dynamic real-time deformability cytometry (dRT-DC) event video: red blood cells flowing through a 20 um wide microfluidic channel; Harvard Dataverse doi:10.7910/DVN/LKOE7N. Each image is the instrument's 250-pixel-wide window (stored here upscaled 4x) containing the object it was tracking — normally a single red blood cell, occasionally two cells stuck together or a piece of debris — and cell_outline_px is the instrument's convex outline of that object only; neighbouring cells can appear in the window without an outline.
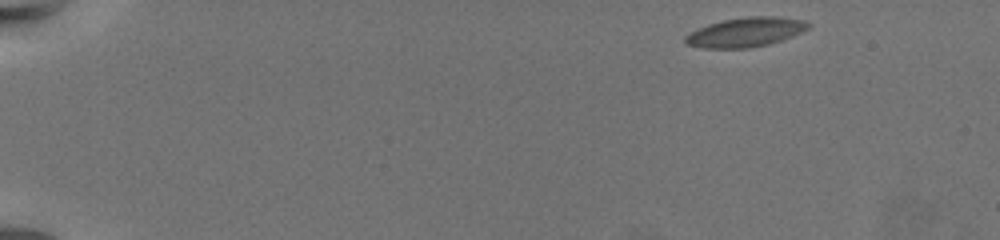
{"species": "common noctule bat (a hibernating species)", "species_latin": "Nyctalus noctula", "temperature_condition": "warm", "stored_images_in_passage": 57, "camera_frame_rate_fps": 3000, "um_per_image_px": 0.085, "animal": {"sex": "female", "body_mass_g": 19.5, "forearm_length_mm": 54.1}, "frame": {"image": 1, "passage_image": 1, "time_ms": 0.0, "image_size_px": [1000, 240], "cell_outline_px": [[812, 28], [792, 36], [768, 44], [748, 48], [700, 48], [684, 44], [684, 36], [708, 24], [724, 20], [748, 16], [772, 16], [804, 20], [812, 24]], "centroid_in_image_um": [63.39, 2.74], "position_along_channel_um": 21.6, "area_um2": 21.1}}
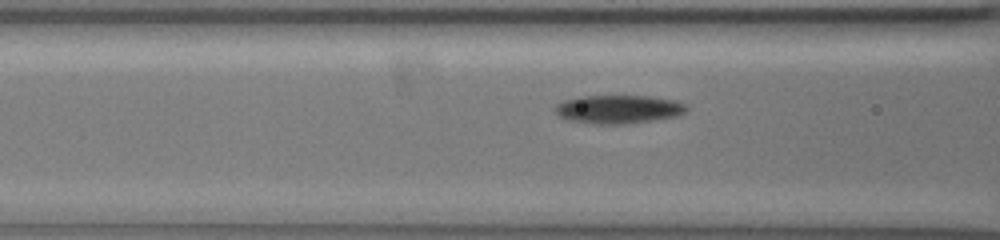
{"frame": {"image": 2, "passage_image": 22, "time_ms": 7.0, "image_size_px": [1000, 240], "cell_outline_px": [[688, 108], [684, 112], [676, 116], [652, 120], [620, 124], [596, 124], [568, 120], [560, 116], [552, 108], [556, 104], [564, 100], [580, 96], [648, 96], [676, 100], [688, 104]], "centroid_in_image_um": [52.56, 9.27], "position_along_channel_um": 114.0, "area_um2": 21.79}}
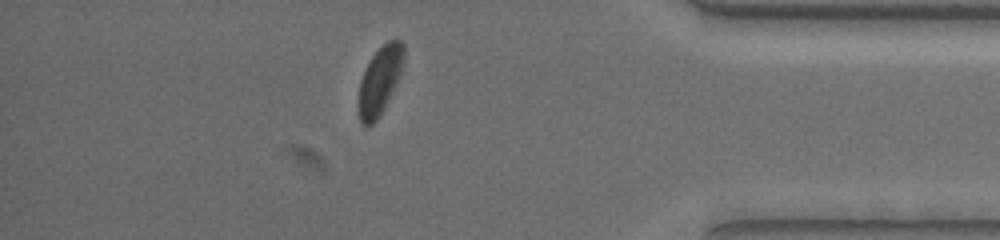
{"frame": {"image": 3, "passage_image": 50, "time_ms": 16.333, "image_size_px": [1000, 240], "cell_outline_px": [[404, 56], [400, 72], [384, 108], [380, 116], [368, 128], [360, 124], [360, 80], [372, 56], [388, 40], [400, 40], [404, 44]], "centroid_in_image_um": [32.29, 6.85], "position_along_channel_um": 402.9, "area_um2": 17.22}, "authors_computed_cell_mechanics": {"area_um2": 20.9814, "velocity_mm_per_s": 3.3595, "shape_relaxation_time_tau1_ms": 6.4259, "shape_relaxation_time_tau2_ms": 1.2128, "deformation_change_tau1": 0.1503, "deformation_change_tau2": 0.0572}}